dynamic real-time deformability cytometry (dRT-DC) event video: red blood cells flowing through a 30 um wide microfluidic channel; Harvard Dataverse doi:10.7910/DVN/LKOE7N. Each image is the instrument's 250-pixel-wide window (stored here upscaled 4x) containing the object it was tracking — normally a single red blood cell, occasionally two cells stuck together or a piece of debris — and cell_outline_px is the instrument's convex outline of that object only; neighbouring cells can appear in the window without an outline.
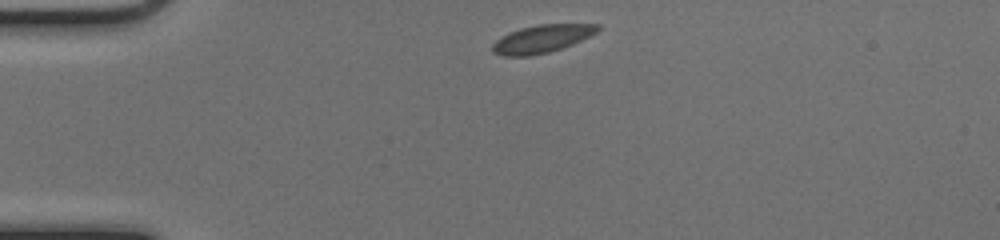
{"species": "common noctule bat (a hibernating species)", "species_latin": "Nyctalus noctula", "temperature_condition": "cold", "stored_images_in_passage": 40, "camera_frame_rate_fps": 3000, "um_per_image_px": 0.085, "animal": {"sex": "female", "body_mass_g": 17.0, "forearm_length_mm": 48.0}, "frame": {"image": 1, "passage_image": 1, "time_ms": 0.0, "image_size_px": [1000, 240], "cell_outline_px": [[600, 28], [596, 32], [572, 44], [548, 52], [528, 56], [504, 56], [492, 52], [492, 44], [496, 40], [520, 28], [540, 24], [600, 24]], "centroid_in_image_um": [46.05, 3.3], "position_along_channel_um": 39.0, "area_um2": 16.7}}
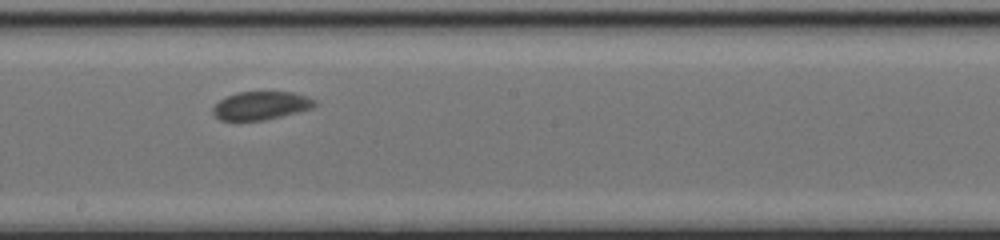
{"frame": {"image": 2, "passage_image": 18, "time_ms": 5.667, "image_size_px": [1000, 240], "cell_outline_px": [[316, 104], [312, 108], [264, 120], [220, 120], [212, 112], [212, 108], [220, 100], [236, 92], [292, 92], [316, 100]], "centroid_in_image_um": [22.16, 8.97], "position_along_channel_um": 226.0, "area_um2": 16.47}}
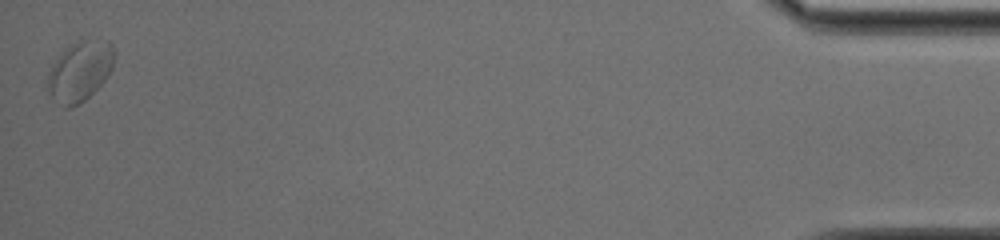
{"frame": {"image": 3, "passage_image": 40, "time_ms": 13.0, "image_size_px": [1000, 240], "cell_outline_px": [[112, 68], [108, 76], [80, 104], [68, 108], [64, 108], [48, 92], [48, 76], [52, 64], [60, 52], [72, 44], [84, 40], [108, 40], [112, 44]], "centroid_in_image_um": [6.77, 6.06], "position_along_channel_um": 428.4, "area_um2": 22.83}}